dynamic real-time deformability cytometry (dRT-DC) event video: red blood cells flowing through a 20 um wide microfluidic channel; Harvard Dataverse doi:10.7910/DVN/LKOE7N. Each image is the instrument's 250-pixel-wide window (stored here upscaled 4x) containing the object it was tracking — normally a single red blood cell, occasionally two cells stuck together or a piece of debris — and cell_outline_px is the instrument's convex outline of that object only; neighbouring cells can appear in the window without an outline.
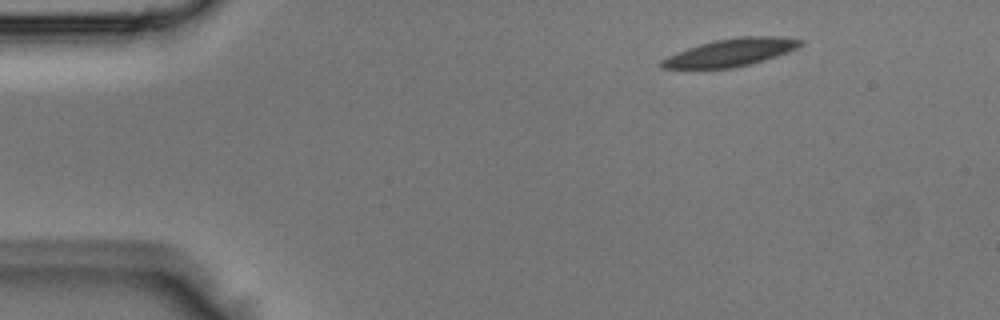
{"species": "Egyptian fruit bat (a non-hibernating species)", "species_latin": "Rousettus aegyptiacus", "temperature_condition": "room temperature", "stored_images_in_passage": 3, "camera_frame_rate_fps": 3000, "um_per_image_px": 0.085, "animal": {"sex": "male"}, "frame": {"image": 1, "passage_image": 1, "time_ms": 0.0, "image_size_px": [1000, 320], "cell_outline_px": [[804, 44], [788, 52], [752, 64], [732, 68], [660, 68], [660, 60], [668, 56], [688, 48], [700, 44], [716, 40], [736, 36], [780, 36], [804, 40]], "centroid_in_image_um": [62.16, 4.45], "position_along_channel_um": 22.8, "area_um2": 22.31}}
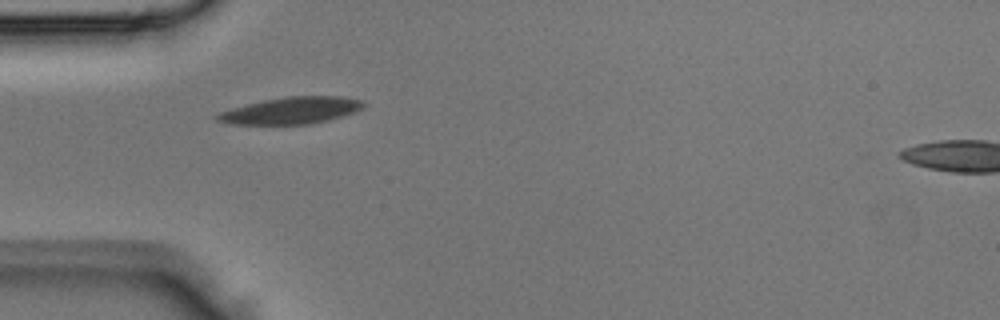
{"frame": {"image": 2, "passage_image": 3, "time_ms": 0.667, "image_size_px": [1000, 320], "cell_outline_px": [[364, 104], [356, 112], [328, 120], [308, 124], [228, 124], [216, 120], [212, 116], [220, 112], [248, 104], [264, 100], [288, 96], [340, 96], [364, 100]], "centroid_in_image_um": [24.75, 9.39], "position_along_channel_um": 60.3, "area_um2": 22.72}}